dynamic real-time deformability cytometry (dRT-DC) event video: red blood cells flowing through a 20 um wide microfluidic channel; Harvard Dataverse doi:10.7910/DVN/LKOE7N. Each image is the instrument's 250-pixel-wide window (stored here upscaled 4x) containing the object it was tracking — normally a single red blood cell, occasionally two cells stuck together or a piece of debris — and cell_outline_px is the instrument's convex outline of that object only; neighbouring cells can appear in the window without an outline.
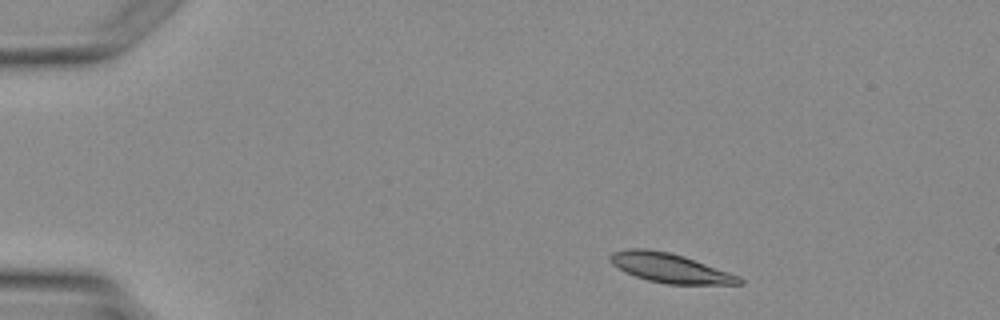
{"species": "Egyptian fruit bat (a non-hibernating species)", "species_latin": "Rousettus aegyptiacus", "temperature_condition": "warm", "stored_images_in_passage": 4, "camera_frame_rate_fps": 3000, "um_per_image_px": 0.085, "animal": {"sex": "female"}, "frame": {"image": 1, "passage_image": 2, "time_ms": 1.0, "image_size_px": [1000, 320], "cell_outline_px": [[744, 284], [668, 284], [648, 280], [624, 272], [612, 264], [608, 256], [612, 252], [628, 248], [648, 248], [668, 252], [684, 256], [740, 276], [744, 280]], "centroid_in_image_um": [56.93, 22.77], "position_along_channel_um": 28.1, "area_um2": 22.08}}
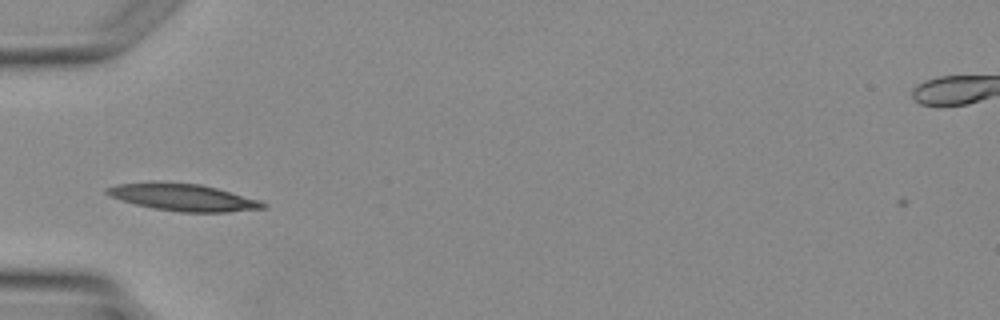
{"frame": {"image": 2, "passage_image": 4, "time_ms": 3.333, "image_size_px": [1000, 320], "cell_outline_px": [[268, 208], [228, 212], [180, 212], [152, 208], [120, 200], [104, 192], [104, 188], [116, 184], [200, 184], [216, 188], [260, 200], [268, 204]], "centroid_in_image_um": [15.64, 16.82], "position_along_channel_um": 69.4, "area_um2": 23.87}}